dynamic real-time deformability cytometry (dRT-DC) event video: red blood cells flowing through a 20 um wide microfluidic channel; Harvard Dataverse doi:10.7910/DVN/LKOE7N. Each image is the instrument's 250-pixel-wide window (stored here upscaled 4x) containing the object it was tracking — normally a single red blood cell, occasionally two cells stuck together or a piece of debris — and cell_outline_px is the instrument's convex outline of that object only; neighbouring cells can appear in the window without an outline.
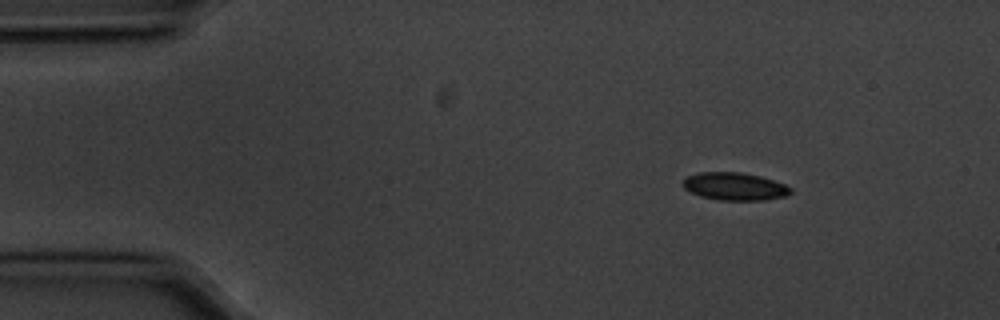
{"species": "common noctule bat (a hibernating species)", "species_latin": "Nyctalus noctula", "temperature_condition": "cold", "stored_images_in_passage": 49, "camera_frame_rate_fps": 3000, "um_per_image_px": 0.085, "animal": {"sex": "male", "body_mass_g": 20.1, "forearm_length_mm": 53.5}, "frame": {"image": 1, "passage_image": 1, "time_ms": 0.0, "image_size_px": [1000, 320], "cell_outline_px": [[792, 192], [784, 196], [764, 200], [720, 200], [700, 196], [684, 188], [680, 180], [688, 176], [700, 172], [740, 172], [760, 176], [784, 184], [792, 188]], "centroid_in_image_um": [62.42, 15.84], "position_along_channel_um": 22.6, "area_um2": 17.34}}
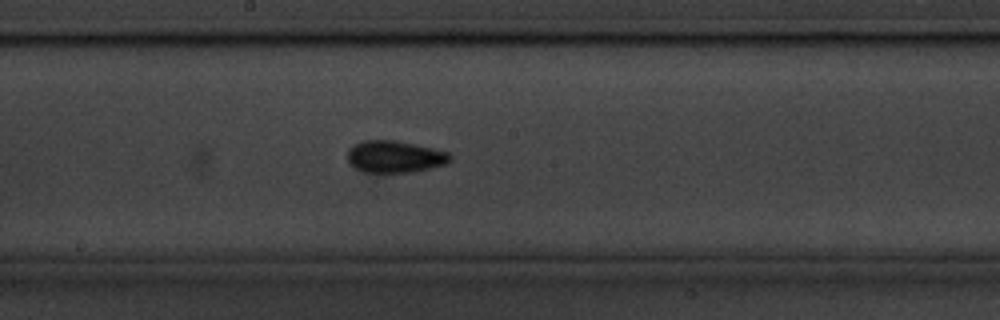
{"frame": {"image": 2, "passage_image": 23, "time_ms": 7.333, "image_size_px": [1000, 320], "cell_outline_px": [[452, 160], [444, 164], [432, 168], [412, 172], [384, 176], [380, 176], [364, 172], [356, 168], [348, 160], [348, 148], [364, 140], [396, 140], [432, 148], [448, 152], [452, 156]], "centroid_in_image_um": [33.55, 13.37], "position_along_channel_um": 214.7, "area_um2": 19.77}}
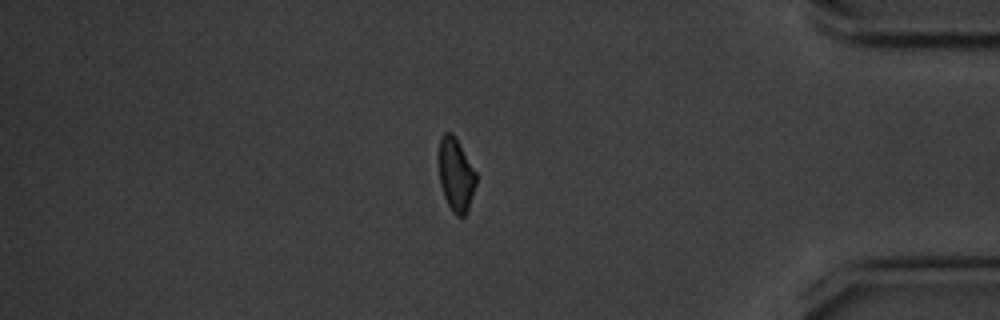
{"frame": {"image": 3, "passage_image": 41, "time_ms": 13.333, "image_size_px": [1000, 320], "cell_outline_px": [[476, 184], [468, 212], [464, 216], [456, 216], [452, 212], [444, 196], [440, 184], [440, 140], [444, 132], [452, 132], [456, 136], [476, 172]], "centroid_in_image_um": [38.78, 14.87], "position_along_channel_um": 396.4, "area_um2": 15.9}, "authors_computed_cell_mechanics": {"area_um2": 17.2822, "velocity_mm_per_s": 3.5686, "shape_relaxation_time_tau1_ms": 2.1201, "shape_relaxation_time_tau2_ms": 3.5402, "deformation_change_tau1": 0.064, "deformation_change_tau2": 0.0694}}